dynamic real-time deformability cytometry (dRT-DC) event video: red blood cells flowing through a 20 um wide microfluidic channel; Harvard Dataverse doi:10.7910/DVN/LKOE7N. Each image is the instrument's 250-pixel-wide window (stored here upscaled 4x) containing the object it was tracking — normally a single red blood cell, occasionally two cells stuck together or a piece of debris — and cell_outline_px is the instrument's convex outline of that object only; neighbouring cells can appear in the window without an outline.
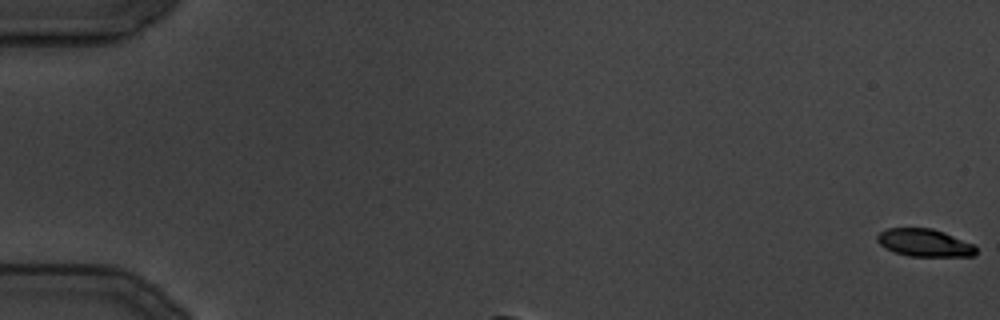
{"species": "common noctule bat (a hibernating species)", "species_latin": "Nyctalus noctula", "temperature_condition": "cold", "stored_images_in_passage": 93, "camera_frame_rate_fps": 3000, "um_per_image_px": 0.085, "animal": {"sex": "male", "body_mass_g": 19.5, "forearm_length_mm": 54.6}, "frame": {"image": 1, "passage_image": 1, "time_ms": 0.0, "image_size_px": [1000, 320], "cell_outline_px": [[976, 252], [972, 256], [908, 256], [884, 248], [876, 240], [876, 236], [880, 232], [888, 228], [932, 228], [944, 232], [972, 244], [976, 248]], "centroid_in_image_um": [78.54, 20.63], "position_along_channel_um": 6.5, "area_um2": 15.78}}
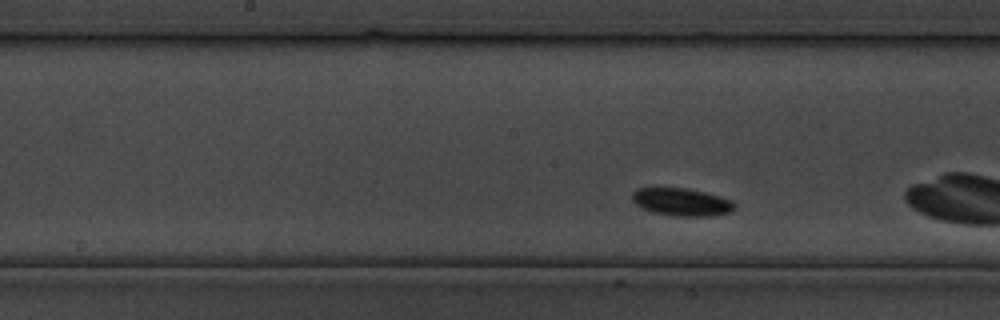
{"frame": {"image": 2, "passage_image": 42, "time_ms": 13.667, "image_size_px": [1000, 320], "cell_outline_px": [[736, 208], [732, 212], [708, 216], [676, 216], [652, 212], [636, 204], [632, 200], [632, 192], [636, 188], [684, 188], [704, 192], [720, 196], [732, 200], [736, 204]], "centroid_in_image_um": [57.97, 17.17], "position_along_channel_um": 190.2, "area_um2": 16.53}}
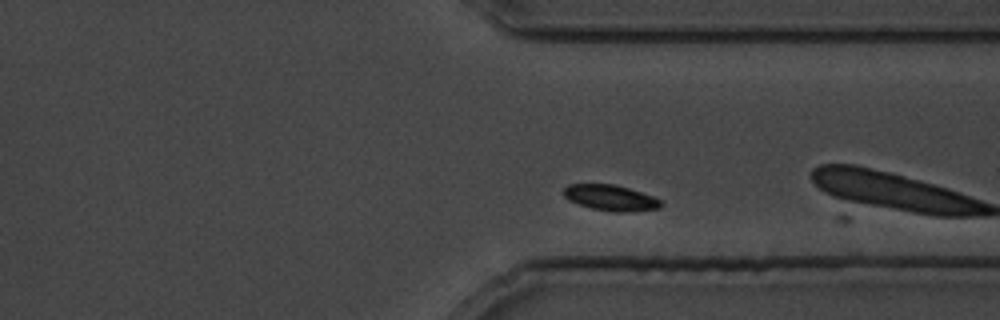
{"frame": {"image": 3, "passage_image": 76, "time_ms": 25.0, "image_size_px": [1000, 320], "cell_outline_px": [[664, 204], [660, 208], [628, 212], [612, 212], [592, 208], [568, 200], [564, 196], [564, 188], [568, 184], [612, 184], [628, 188], [652, 196], [660, 200]], "centroid_in_image_um": [51.91, 16.82], "position_along_channel_um": 359.5, "area_um2": 14.51}}